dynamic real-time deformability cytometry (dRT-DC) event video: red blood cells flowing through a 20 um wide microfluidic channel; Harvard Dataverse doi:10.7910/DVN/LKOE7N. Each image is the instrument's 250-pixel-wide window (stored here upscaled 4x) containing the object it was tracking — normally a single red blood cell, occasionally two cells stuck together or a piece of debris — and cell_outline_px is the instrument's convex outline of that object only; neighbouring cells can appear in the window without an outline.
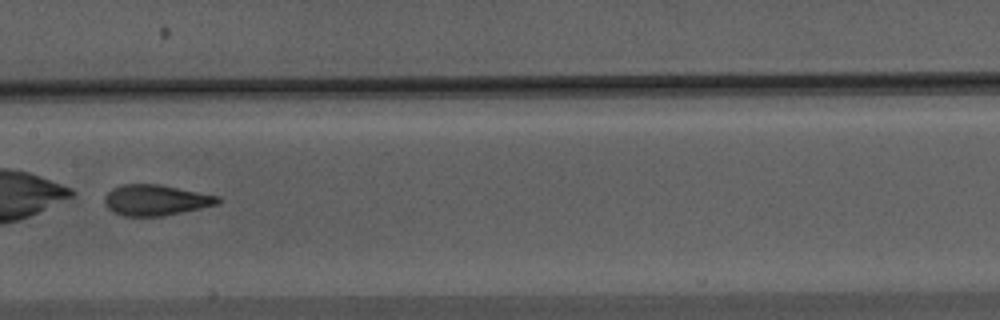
{"species": "Egyptian fruit bat (a non-hibernating species)", "species_latin": "Rousettus aegyptiacus", "temperature_condition": "warm", "stored_images_in_passage": 36, "camera_frame_rate_fps": 3000, "um_per_image_px": 0.085, "animal": {"sex": "male"}, "frame": {"image": 1, "passage_image": 16, "time_ms": 5.0, "image_size_px": [1000, 320], "cell_outline_px": [[224, 200], [220, 204], [160, 216], [124, 216], [112, 212], [104, 204], [104, 196], [112, 188], [124, 184], [160, 184], [220, 196]], "centroid_in_image_um": [13.25, 17.0], "position_along_channel_um": 194.1, "area_um2": 20.46}, "authors_computed_cell_mechanics": {"area_um2": 20.519, "velocity_mm_per_s": 3.7154, "shape_relaxation_time_tau1_ms": 4.45, "shape_relaxation_time_tau2_ms": null, "deformation_change_tau1": 0.2526, "deformation_change_tau2": null}}